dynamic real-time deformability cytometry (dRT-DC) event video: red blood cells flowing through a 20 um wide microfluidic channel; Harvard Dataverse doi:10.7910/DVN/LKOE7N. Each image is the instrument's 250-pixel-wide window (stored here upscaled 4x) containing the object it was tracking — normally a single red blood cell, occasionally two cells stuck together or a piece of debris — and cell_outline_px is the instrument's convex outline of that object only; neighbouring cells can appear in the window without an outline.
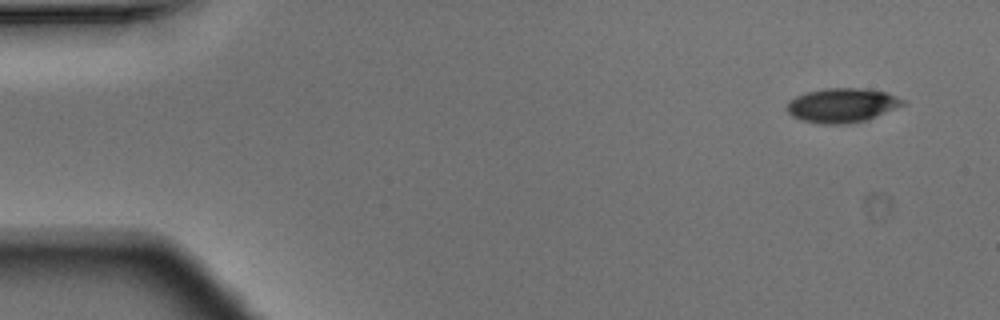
{"species": "Egyptian fruit bat (a non-hibernating species)", "species_latin": "Rousettus aegyptiacus", "temperature_condition": "warm", "stored_images_in_passage": 4, "camera_frame_rate_fps": 3000, "um_per_image_px": 0.085, "animal": {"sex": "male"}, "frame": {"image": 1, "passage_image": 1, "time_ms": 0.0, "image_size_px": [1000, 320], "cell_outline_px": [[908, 100], [904, 104], [868, 120], [844, 124], [820, 124], [800, 120], [792, 116], [784, 108], [788, 100], [796, 96], [808, 92], [824, 88], [864, 88], [884, 92]], "centroid_in_image_um": [71.54, 8.95], "position_along_channel_um": 13.5, "area_um2": 23.35}}